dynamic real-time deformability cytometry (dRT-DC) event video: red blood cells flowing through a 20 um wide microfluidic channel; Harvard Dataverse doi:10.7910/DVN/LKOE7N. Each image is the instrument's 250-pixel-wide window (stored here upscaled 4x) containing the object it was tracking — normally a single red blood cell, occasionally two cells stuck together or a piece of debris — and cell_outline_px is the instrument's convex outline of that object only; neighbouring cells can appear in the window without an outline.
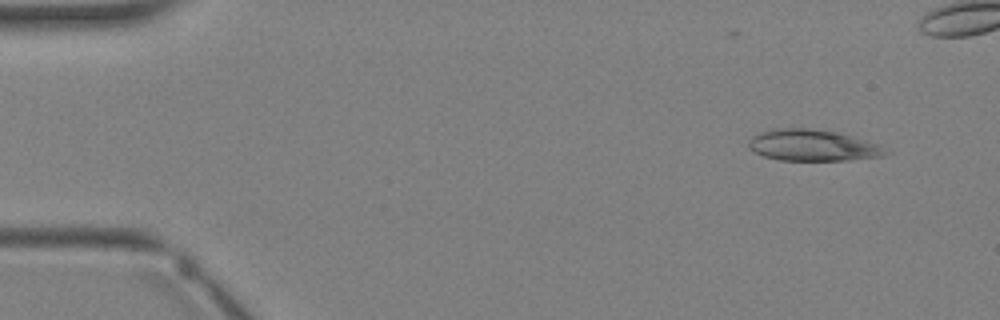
{"species": "Egyptian fruit bat (a non-hibernating species)", "species_latin": "Rousettus aegyptiacus", "temperature_condition": "warm", "stored_images_in_passage": 3, "camera_frame_rate_fps": 3000, "um_per_image_px": 0.085, "animal": {"sex": "female"}, "frame": {"image": 1, "passage_image": 3, "time_ms": 2.333, "image_size_px": [1000, 320], "cell_outline_px": [[892, 152], [884, 156], [844, 160], [780, 160], [764, 156], [748, 148], [748, 140], [752, 136], [760, 132], [772, 128], [808, 128], [836, 132], [880, 144]], "centroid_in_image_um": [69.09, 12.35], "position_along_channel_um": 15.9, "area_um2": 25.09}}